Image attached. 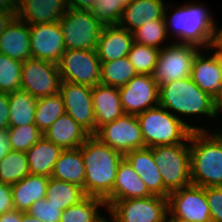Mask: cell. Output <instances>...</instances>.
Wrapping results in <instances>:
<instances>
[{
    "label": "cell",
    "instance_id": "cell-32",
    "mask_svg": "<svg viewBox=\"0 0 222 222\" xmlns=\"http://www.w3.org/2000/svg\"><path fill=\"white\" fill-rule=\"evenodd\" d=\"M101 84L120 88L126 85L138 73L128 57H122L110 62H101Z\"/></svg>",
    "mask_w": 222,
    "mask_h": 222
},
{
    "label": "cell",
    "instance_id": "cell-30",
    "mask_svg": "<svg viewBox=\"0 0 222 222\" xmlns=\"http://www.w3.org/2000/svg\"><path fill=\"white\" fill-rule=\"evenodd\" d=\"M86 197L82 188L72 183L49 177L45 198L62 211Z\"/></svg>",
    "mask_w": 222,
    "mask_h": 222
},
{
    "label": "cell",
    "instance_id": "cell-33",
    "mask_svg": "<svg viewBox=\"0 0 222 222\" xmlns=\"http://www.w3.org/2000/svg\"><path fill=\"white\" fill-rule=\"evenodd\" d=\"M29 173L26 152L11 150L0 160V182L14 185Z\"/></svg>",
    "mask_w": 222,
    "mask_h": 222
},
{
    "label": "cell",
    "instance_id": "cell-37",
    "mask_svg": "<svg viewBox=\"0 0 222 222\" xmlns=\"http://www.w3.org/2000/svg\"><path fill=\"white\" fill-rule=\"evenodd\" d=\"M22 63L0 54V91L11 93L21 89Z\"/></svg>",
    "mask_w": 222,
    "mask_h": 222
},
{
    "label": "cell",
    "instance_id": "cell-7",
    "mask_svg": "<svg viewBox=\"0 0 222 222\" xmlns=\"http://www.w3.org/2000/svg\"><path fill=\"white\" fill-rule=\"evenodd\" d=\"M66 50L96 49L104 25L90 10L68 8L59 20Z\"/></svg>",
    "mask_w": 222,
    "mask_h": 222
},
{
    "label": "cell",
    "instance_id": "cell-50",
    "mask_svg": "<svg viewBox=\"0 0 222 222\" xmlns=\"http://www.w3.org/2000/svg\"><path fill=\"white\" fill-rule=\"evenodd\" d=\"M165 222H192L187 219L173 216L169 211L166 214Z\"/></svg>",
    "mask_w": 222,
    "mask_h": 222
},
{
    "label": "cell",
    "instance_id": "cell-36",
    "mask_svg": "<svg viewBox=\"0 0 222 222\" xmlns=\"http://www.w3.org/2000/svg\"><path fill=\"white\" fill-rule=\"evenodd\" d=\"M161 49L133 43L128 58L138 74L152 75Z\"/></svg>",
    "mask_w": 222,
    "mask_h": 222
},
{
    "label": "cell",
    "instance_id": "cell-8",
    "mask_svg": "<svg viewBox=\"0 0 222 222\" xmlns=\"http://www.w3.org/2000/svg\"><path fill=\"white\" fill-rule=\"evenodd\" d=\"M200 47L189 43L173 42L160 51L152 78L158 85L190 77L193 59Z\"/></svg>",
    "mask_w": 222,
    "mask_h": 222
},
{
    "label": "cell",
    "instance_id": "cell-39",
    "mask_svg": "<svg viewBox=\"0 0 222 222\" xmlns=\"http://www.w3.org/2000/svg\"><path fill=\"white\" fill-rule=\"evenodd\" d=\"M129 0H96L92 14L103 25H118Z\"/></svg>",
    "mask_w": 222,
    "mask_h": 222
},
{
    "label": "cell",
    "instance_id": "cell-13",
    "mask_svg": "<svg viewBox=\"0 0 222 222\" xmlns=\"http://www.w3.org/2000/svg\"><path fill=\"white\" fill-rule=\"evenodd\" d=\"M168 211L192 222H212L206 188L189 185L169 193Z\"/></svg>",
    "mask_w": 222,
    "mask_h": 222
},
{
    "label": "cell",
    "instance_id": "cell-5",
    "mask_svg": "<svg viewBox=\"0 0 222 222\" xmlns=\"http://www.w3.org/2000/svg\"><path fill=\"white\" fill-rule=\"evenodd\" d=\"M136 116L145 147L185 143L192 131L206 129L187 124V121L177 118L160 105L149 108Z\"/></svg>",
    "mask_w": 222,
    "mask_h": 222
},
{
    "label": "cell",
    "instance_id": "cell-24",
    "mask_svg": "<svg viewBox=\"0 0 222 222\" xmlns=\"http://www.w3.org/2000/svg\"><path fill=\"white\" fill-rule=\"evenodd\" d=\"M43 136L62 150H68L81 147L90 134L69 114L64 113L43 133Z\"/></svg>",
    "mask_w": 222,
    "mask_h": 222
},
{
    "label": "cell",
    "instance_id": "cell-18",
    "mask_svg": "<svg viewBox=\"0 0 222 222\" xmlns=\"http://www.w3.org/2000/svg\"><path fill=\"white\" fill-rule=\"evenodd\" d=\"M66 0H19L16 18L29 26L55 23L67 12Z\"/></svg>",
    "mask_w": 222,
    "mask_h": 222
},
{
    "label": "cell",
    "instance_id": "cell-45",
    "mask_svg": "<svg viewBox=\"0 0 222 222\" xmlns=\"http://www.w3.org/2000/svg\"><path fill=\"white\" fill-rule=\"evenodd\" d=\"M209 52L212 50V55L214 56L215 60L218 63V66L222 70V36L217 37L214 39L208 46ZM211 49V50H210ZM214 50H216L214 52Z\"/></svg>",
    "mask_w": 222,
    "mask_h": 222
},
{
    "label": "cell",
    "instance_id": "cell-15",
    "mask_svg": "<svg viewBox=\"0 0 222 222\" xmlns=\"http://www.w3.org/2000/svg\"><path fill=\"white\" fill-rule=\"evenodd\" d=\"M59 92L63 98L65 113L69 114L90 135H94L95 115L92 87L62 81Z\"/></svg>",
    "mask_w": 222,
    "mask_h": 222
},
{
    "label": "cell",
    "instance_id": "cell-23",
    "mask_svg": "<svg viewBox=\"0 0 222 222\" xmlns=\"http://www.w3.org/2000/svg\"><path fill=\"white\" fill-rule=\"evenodd\" d=\"M167 5L163 0H131L123 10L118 25L133 33L150 21L164 18Z\"/></svg>",
    "mask_w": 222,
    "mask_h": 222
},
{
    "label": "cell",
    "instance_id": "cell-41",
    "mask_svg": "<svg viewBox=\"0 0 222 222\" xmlns=\"http://www.w3.org/2000/svg\"><path fill=\"white\" fill-rule=\"evenodd\" d=\"M206 199L212 222H222V186L206 187Z\"/></svg>",
    "mask_w": 222,
    "mask_h": 222
},
{
    "label": "cell",
    "instance_id": "cell-11",
    "mask_svg": "<svg viewBox=\"0 0 222 222\" xmlns=\"http://www.w3.org/2000/svg\"><path fill=\"white\" fill-rule=\"evenodd\" d=\"M94 136L123 155L136 149L145 148L136 115L124 114L122 117L101 126Z\"/></svg>",
    "mask_w": 222,
    "mask_h": 222
},
{
    "label": "cell",
    "instance_id": "cell-3",
    "mask_svg": "<svg viewBox=\"0 0 222 222\" xmlns=\"http://www.w3.org/2000/svg\"><path fill=\"white\" fill-rule=\"evenodd\" d=\"M192 131L190 143L191 183L200 187L222 186V138L212 131ZM210 133V134H209Z\"/></svg>",
    "mask_w": 222,
    "mask_h": 222
},
{
    "label": "cell",
    "instance_id": "cell-14",
    "mask_svg": "<svg viewBox=\"0 0 222 222\" xmlns=\"http://www.w3.org/2000/svg\"><path fill=\"white\" fill-rule=\"evenodd\" d=\"M118 89L125 114L138 115L159 105V85L151 75L137 74Z\"/></svg>",
    "mask_w": 222,
    "mask_h": 222
},
{
    "label": "cell",
    "instance_id": "cell-1",
    "mask_svg": "<svg viewBox=\"0 0 222 222\" xmlns=\"http://www.w3.org/2000/svg\"><path fill=\"white\" fill-rule=\"evenodd\" d=\"M80 150L85 166V195L104 200L112 192L117 168L124 155L94 135L86 139Z\"/></svg>",
    "mask_w": 222,
    "mask_h": 222
},
{
    "label": "cell",
    "instance_id": "cell-4",
    "mask_svg": "<svg viewBox=\"0 0 222 222\" xmlns=\"http://www.w3.org/2000/svg\"><path fill=\"white\" fill-rule=\"evenodd\" d=\"M159 105L177 118H180L181 115L196 117L197 114H205L214 119L218 117L219 113L214 98L202 91L191 77L161 84L159 86Z\"/></svg>",
    "mask_w": 222,
    "mask_h": 222
},
{
    "label": "cell",
    "instance_id": "cell-31",
    "mask_svg": "<svg viewBox=\"0 0 222 222\" xmlns=\"http://www.w3.org/2000/svg\"><path fill=\"white\" fill-rule=\"evenodd\" d=\"M64 113L65 106L60 92L38 98L34 123L43 134Z\"/></svg>",
    "mask_w": 222,
    "mask_h": 222
},
{
    "label": "cell",
    "instance_id": "cell-28",
    "mask_svg": "<svg viewBox=\"0 0 222 222\" xmlns=\"http://www.w3.org/2000/svg\"><path fill=\"white\" fill-rule=\"evenodd\" d=\"M63 150L42 136L27 152L29 173L51 177L54 165Z\"/></svg>",
    "mask_w": 222,
    "mask_h": 222
},
{
    "label": "cell",
    "instance_id": "cell-19",
    "mask_svg": "<svg viewBox=\"0 0 222 222\" xmlns=\"http://www.w3.org/2000/svg\"><path fill=\"white\" fill-rule=\"evenodd\" d=\"M124 158L143 180L152 195L168 198L169 192L165 189L161 173L149 147L130 151L124 155Z\"/></svg>",
    "mask_w": 222,
    "mask_h": 222
},
{
    "label": "cell",
    "instance_id": "cell-10",
    "mask_svg": "<svg viewBox=\"0 0 222 222\" xmlns=\"http://www.w3.org/2000/svg\"><path fill=\"white\" fill-rule=\"evenodd\" d=\"M21 77V90L36 99L60 91L62 79L56 63L30 58L22 63Z\"/></svg>",
    "mask_w": 222,
    "mask_h": 222
},
{
    "label": "cell",
    "instance_id": "cell-6",
    "mask_svg": "<svg viewBox=\"0 0 222 222\" xmlns=\"http://www.w3.org/2000/svg\"><path fill=\"white\" fill-rule=\"evenodd\" d=\"M149 147L161 173L165 189L171 193L191 185L190 143Z\"/></svg>",
    "mask_w": 222,
    "mask_h": 222
},
{
    "label": "cell",
    "instance_id": "cell-42",
    "mask_svg": "<svg viewBox=\"0 0 222 222\" xmlns=\"http://www.w3.org/2000/svg\"><path fill=\"white\" fill-rule=\"evenodd\" d=\"M13 209L11 186L0 182V215Z\"/></svg>",
    "mask_w": 222,
    "mask_h": 222
},
{
    "label": "cell",
    "instance_id": "cell-21",
    "mask_svg": "<svg viewBox=\"0 0 222 222\" xmlns=\"http://www.w3.org/2000/svg\"><path fill=\"white\" fill-rule=\"evenodd\" d=\"M133 43V33L119 25H104L97 41V56L101 62L127 57Z\"/></svg>",
    "mask_w": 222,
    "mask_h": 222
},
{
    "label": "cell",
    "instance_id": "cell-51",
    "mask_svg": "<svg viewBox=\"0 0 222 222\" xmlns=\"http://www.w3.org/2000/svg\"><path fill=\"white\" fill-rule=\"evenodd\" d=\"M216 109L219 111V113L222 111V82H221V88L220 91L218 92L216 98L214 99Z\"/></svg>",
    "mask_w": 222,
    "mask_h": 222
},
{
    "label": "cell",
    "instance_id": "cell-17",
    "mask_svg": "<svg viewBox=\"0 0 222 222\" xmlns=\"http://www.w3.org/2000/svg\"><path fill=\"white\" fill-rule=\"evenodd\" d=\"M0 54L20 62L32 58L28 24L16 17L0 19Z\"/></svg>",
    "mask_w": 222,
    "mask_h": 222
},
{
    "label": "cell",
    "instance_id": "cell-12",
    "mask_svg": "<svg viewBox=\"0 0 222 222\" xmlns=\"http://www.w3.org/2000/svg\"><path fill=\"white\" fill-rule=\"evenodd\" d=\"M116 222H165L168 199L152 195L114 201L109 207Z\"/></svg>",
    "mask_w": 222,
    "mask_h": 222
},
{
    "label": "cell",
    "instance_id": "cell-53",
    "mask_svg": "<svg viewBox=\"0 0 222 222\" xmlns=\"http://www.w3.org/2000/svg\"><path fill=\"white\" fill-rule=\"evenodd\" d=\"M220 128H222V127H220ZM216 132H218L219 136L222 138V130L221 131L217 130Z\"/></svg>",
    "mask_w": 222,
    "mask_h": 222
},
{
    "label": "cell",
    "instance_id": "cell-16",
    "mask_svg": "<svg viewBox=\"0 0 222 222\" xmlns=\"http://www.w3.org/2000/svg\"><path fill=\"white\" fill-rule=\"evenodd\" d=\"M32 58L58 64L65 52L59 21L29 26Z\"/></svg>",
    "mask_w": 222,
    "mask_h": 222
},
{
    "label": "cell",
    "instance_id": "cell-34",
    "mask_svg": "<svg viewBox=\"0 0 222 222\" xmlns=\"http://www.w3.org/2000/svg\"><path fill=\"white\" fill-rule=\"evenodd\" d=\"M107 208L105 200L86 196L79 203L62 211L59 222H93L101 213L99 208Z\"/></svg>",
    "mask_w": 222,
    "mask_h": 222
},
{
    "label": "cell",
    "instance_id": "cell-26",
    "mask_svg": "<svg viewBox=\"0 0 222 222\" xmlns=\"http://www.w3.org/2000/svg\"><path fill=\"white\" fill-rule=\"evenodd\" d=\"M49 177L28 174L11 186L14 209L27 212L37 200L45 198Z\"/></svg>",
    "mask_w": 222,
    "mask_h": 222
},
{
    "label": "cell",
    "instance_id": "cell-44",
    "mask_svg": "<svg viewBox=\"0 0 222 222\" xmlns=\"http://www.w3.org/2000/svg\"><path fill=\"white\" fill-rule=\"evenodd\" d=\"M17 2L15 0H0V19H10L16 16Z\"/></svg>",
    "mask_w": 222,
    "mask_h": 222
},
{
    "label": "cell",
    "instance_id": "cell-48",
    "mask_svg": "<svg viewBox=\"0 0 222 222\" xmlns=\"http://www.w3.org/2000/svg\"><path fill=\"white\" fill-rule=\"evenodd\" d=\"M0 222H21V211L13 209L1 214Z\"/></svg>",
    "mask_w": 222,
    "mask_h": 222
},
{
    "label": "cell",
    "instance_id": "cell-43",
    "mask_svg": "<svg viewBox=\"0 0 222 222\" xmlns=\"http://www.w3.org/2000/svg\"><path fill=\"white\" fill-rule=\"evenodd\" d=\"M9 93L0 92V130L9 128Z\"/></svg>",
    "mask_w": 222,
    "mask_h": 222
},
{
    "label": "cell",
    "instance_id": "cell-25",
    "mask_svg": "<svg viewBox=\"0 0 222 222\" xmlns=\"http://www.w3.org/2000/svg\"><path fill=\"white\" fill-rule=\"evenodd\" d=\"M206 55L197 52L190 77L202 91L215 99L221 88L222 70L212 54Z\"/></svg>",
    "mask_w": 222,
    "mask_h": 222
},
{
    "label": "cell",
    "instance_id": "cell-49",
    "mask_svg": "<svg viewBox=\"0 0 222 222\" xmlns=\"http://www.w3.org/2000/svg\"><path fill=\"white\" fill-rule=\"evenodd\" d=\"M21 222H42V221L30 215L28 212H21Z\"/></svg>",
    "mask_w": 222,
    "mask_h": 222
},
{
    "label": "cell",
    "instance_id": "cell-35",
    "mask_svg": "<svg viewBox=\"0 0 222 222\" xmlns=\"http://www.w3.org/2000/svg\"><path fill=\"white\" fill-rule=\"evenodd\" d=\"M169 37L165 17L150 21L133 32L134 42L162 49L165 39ZM161 45V46H160Z\"/></svg>",
    "mask_w": 222,
    "mask_h": 222
},
{
    "label": "cell",
    "instance_id": "cell-29",
    "mask_svg": "<svg viewBox=\"0 0 222 222\" xmlns=\"http://www.w3.org/2000/svg\"><path fill=\"white\" fill-rule=\"evenodd\" d=\"M36 102V98L21 89L9 93V127L35 124Z\"/></svg>",
    "mask_w": 222,
    "mask_h": 222
},
{
    "label": "cell",
    "instance_id": "cell-27",
    "mask_svg": "<svg viewBox=\"0 0 222 222\" xmlns=\"http://www.w3.org/2000/svg\"><path fill=\"white\" fill-rule=\"evenodd\" d=\"M51 177L77 185L85 193V166L80 147L63 150L60 153Z\"/></svg>",
    "mask_w": 222,
    "mask_h": 222
},
{
    "label": "cell",
    "instance_id": "cell-47",
    "mask_svg": "<svg viewBox=\"0 0 222 222\" xmlns=\"http://www.w3.org/2000/svg\"><path fill=\"white\" fill-rule=\"evenodd\" d=\"M96 0H66L67 7L72 9L91 10Z\"/></svg>",
    "mask_w": 222,
    "mask_h": 222
},
{
    "label": "cell",
    "instance_id": "cell-9",
    "mask_svg": "<svg viewBox=\"0 0 222 222\" xmlns=\"http://www.w3.org/2000/svg\"><path fill=\"white\" fill-rule=\"evenodd\" d=\"M62 81L94 87L101 83L96 49L65 50L58 63Z\"/></svg>",
    "mask_w": 222,
    "mask_h": 222
},
{
    "label": "cell",
    "instance_id": "cell-20",
    "mask_svg": "<svg viewBox=\"0 0 222 222\" xmlns=\"http://www.w3.org/2000/svg\"><path fill=\"white\" fill-rule=\"evenodd\" d=\"M146 184L137 175L128 161L123 158L117 168L112 192L104 199L109 207L114 201L150 197Z\"/></svg>",
    "mask_w": 222,
    "mask_h": 222
},
{
    "label": "cell",
    "instance_id": "cell-38",
    "mask_svg": "<svg viewBox=\"0 0 222 222\" xmlns=\"http://www.w3.org/2000/svg\"><path fill=\"white\" fill-rule=\"evenodd\" d=\"M10 146L13 151L27 152L43 136L35 124L8 128Z\"/></svg>",
    "mask_w": 222,
    "mask_h": 222
},
{
    "label": "cell",
    "instance_id": "cell-22",
    "mask_svg": "<svg viewBox=\"0 0 222 222\" xmlns=\"http://www.w3.org/2000/svg\"><path fill=\"white\" fill-rule=\"evenodd\" d=\"M92 100L95 115V133L101 126L125 114L121 104L120 92L116 87L97 84L92 87Z\"/></svg>",
    "mask_w": 222,
    "mask_h": 222
},
{
    "label": "cell",
    "instance_id": "cell-2",
    "mask_svg": "<svg viewBox=\"0 0 222 222\" xmlns=\"http://www.w3.org/2000/svg\"><path fill=\"white\" fill-rule=\"evenodd\" d=\"M165 8V21L167 32L174 35L177 42L189 43L200 48H206L217 37L221 36L222 28H217L215 20L208 9L200 3H183L175 8L171 16H167ZM173 32V33H172Z\"/></svg>",
    "mask_w": 222,
    "mask_h": 222
},
{
    "label": "cell",
    "instance_id": "cell-52",
    "mask_svg": "<svg viewBox=\"0 0 222 222\" xmlns=\"http://www.w3.org/2000/svg\"><path fill=\"white\" fill-rule=\"evenodd\" d=\"M106 210L109 212L111 218L110 220L105 219V216H101V214L93 221V222H116L113 213L111 210L107 207ZM112 219V220H111Z\"/></svg>",
    "mask_w": 222,
    "mask_h": 222
},
{
    "label": "cell",
    "instance_id": "cell-46",
    "mask_svg": "<svg viewBox=\"0 0 222 222\" xmlns=\"http://www.w3.org/2000/svg\"><path fill=\"white\" fill-rule=\"evenodd\" d=\"M11 150L8 129L0 130V160Z\"/></svg>",
    "mask_w": 222,
    "mask_h": 222
},
{
    "label": "cell",
    "instance_id": "cell-40",
    "mask_svg": "<svg viewBox=\"0 0 222 222\" xmlns=\"http://www.w3.org/2000/svg\"><path fill=\"white\" fill-rule=\"evenodd\" d=\"M27 212L42 222H59L62 214V210L46 198L34 202Z\"/></svg>",
    "mask_w": 222,
    "mask_h": 222
}]
</instances>
